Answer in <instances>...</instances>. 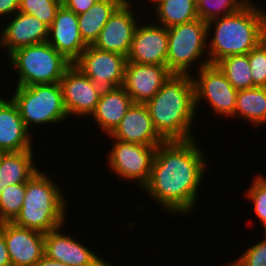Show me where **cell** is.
Returning <instances> with one entry per match:
<instances>
[{
    "mask_svg": "<svg viewBox=\"0 0 266 266\" xmlns=\"http://www.w3.org/2000/svg\"><path fill=\"white\" fill-rule=\"evenodd\" d=\"M34 150L0 153V194L12 184L26 183L41 168L35 165Z\"/></svg>",
    "mask_w": 266,
    "mask_h": 266,
    "instance_id": "cell-22",
    "label": "cell"
},
{
    "mask_svg": "<svg viewBox=\"0 0 266 266\" xmlns=\"http://www.w3.org/2000/svg\"><path fill=\"white\" fill-rule=\"evenodd\" d=\"M133 103L122 86L116 87L99 98L90 118L95 121L98 128L100 127L99 130L105 133L107 137L119 125Z\"/></svg>",
    "mask_w": 266,
    "mask_h": 266,
    "instance_id": "cell-21",
    "label": "cell"
},
{
    "mask_svg": "<svg viewBox=\"0 0 266 266\" xmlns=\"http://www.w3.org/2000/svg\"><path fill=\"white\" fill-rule=\"evenodd\" d=\"M167 31L166 66L173 74L192 75L193 71H198L210 64L207 48V22L198 18L167 28Z\"/></svg>",
    "mask_w": 266,
    "mask_h": 266,
    "instance_id": "cell-7",
    "label": "cell"
},
{
    "mask_svg": "<svg viewBox=\"0 0 266 266\" xmlns=\"http://www.w3.org/2000/svg\"><path fill=\"white\" fill-rule=\"evenodd\" d=\"M158 0H146V1H144L146 4H148L149 3V6L151 5V7L157 2ZM151 3V4H150Z\"/></svg>",
    "mask_w": 266,
    "mask_h": 266,
    "instance_id": "cell-38",
    "label": "cell"
},
{
    "mask_svg": "<svg viewBox=\"0 0 266 266\" xmlns=\"http://www.w3.org/2000/svg\"><path fill=\"white\" fill-rule=\"evenodd\" d=\"M107 167L119 179L134 182L140 190L148 183L157 146L141 145L112 139Z\"/></svg>",
    "mask_w": 266,
    "mask_h": 266,
    "instance_id": "cell-9",
    "label": "cell"
},
{
    "mask_svg": "<svg viewBox=\"0 0 266 266\" xmlns=\"http://www.w3.org/2000/svg\"><path fill=\"white\" fill-rule=\"evenodd\" d=\"M118 263H116L115 265H114V263L111 261V260H109V262L105 265V266H116ZM117 266H119V265H117Z\"/></svg>",
    "mask_w": 266,
    "mask_h": 266,
    "instance_id": "cell-39",
    "label": "cell"
},
{
    "mask_svg": "<svg viewBox=\"0 0 266 266\" xmlns=\"http://www.w3.org/2000/svg\"><path fill=\"white\" fill-rule=\"evenodd\" d=\"M26 183L12 184L0 194V223L13 222L25 198Z\"/></svg>",
    "mask_w": 266,
    "mask_h": 266,
    "instance_id": "cell-28",
    "label": "cell"
},
{
    "mask_svg": "<svg viewBox=\"0 0 266 266\" xmlns=\"http://www.w3.org/2000/svg\"><path fill=\"white\" fill-rule=\"evenodd\" d=\"M13 88L14 93L9 97L17 105L26 129L32 131L33 136L32 129L37 126L39 129L43 125H59L70 119L63 103L59 82Z\"/></svg>",
    "mask_w": 266,
    "mask_h": 266,
    "instance_id": "cell-5",
    "label": "cell"
},
{
    "mask_svg": "<svg viewBox=\"0 0 266 266\" xmlns=\"http://www.w3.org/2000/svg\"><path fill=\"white\" fill-rule=\"evenodd\" d=\"M198 142L196 138L164 141L156 148L149 181L141 191L169 216L196 212L199 189L209 168L207 151Z\"/></svg>",
    "mask_w": 266,
    "mask_h": 266,
    "instance_id": "cell-1",
    "label": "cell"
},
{
    "mask_svg": "<svg viewBox=\"0 0 266 266\" xmlns=\"http://www.w3.org/2000/svg\"><path fill=\"white\" fill-rule=\"evenodd\" d=\"M141 16L142 20L135 29L127 61L166 66L168 53L167 28L155 23V21L153 22V20H145L143 17L146 16Z\"/></svg>",
    "mask_w": 266,
    "mask_h": 266,
    "instance_id": "cell-13",
    "label": "cell"
},
{
    "mask_svg": "<svg viewBox=\"0 0 266 266\" xmlns=\"http://www.w3.org/2000/svg\"><path fill=\"white\" fill-rule=\"evenodd\" d=\"M140 13L139 8L132 1L117 7L92 46L127 57L135 29L142 20L139 16L141 15Z\"/></svg>",
    "mask_w": 266,
    "mask_h": 266,
    "instance_id": "cell-11",
    "label": "cell"
},
{
    "mask_svg": "<svg viewBox=\"0 0 266 266\" xmlns=\"http://www.w3.org/2000/svg\"><path fill=\"white\" fill-rule=\"evenodd\" d=\"M0 266H12L8 255L6 241L3 235V223H0Z\"/></svg>",
    "mask_w": 266,
    "mask_h": 266,
    "instance_id": "cell-35",
    "label": "cell"
},
{
    "mask_svg": "<svg viewBox=\"0 0 266 266\" xmlns=\"http://www.w3.org/2000/svg\"><path fill=\"white\" fill-rule=\"evenodd\" d=\"M216 65L235 89L242 90L255 87L251 76L248 54L225 57Z\"/></svg>",
    "mask_w": 266,
    "mask_h": 266,
    "instance_id": "cell-26",
    "label": "cell"
},
{
    "mask_svg": "<svg viewBox=\"0 0 266 266\" xmlns=\"http://www.w3.org/2000/svg\"><path fill=\"white\" fill-rule=\"evenodd\" d=\"M116 8L114 3L97 0L86 12L77 15L79 32L87 46L94 44Z\"/></svg>",
    "mask_w": 266,
    "mask_h": 266,
    "instance_id": "cell-25",
    "label": "cell"
},
{
    "mask_svg": "<svg viewBox=\"0 0 266 266\" xmlns=\"http://www.w3.org/2000/svg\"><path fill=\"white\" fill-rule=\"evenodd\" d=\"M255 87H266V38L248 53Z\"/></svg>",
    "mask_w": 266,
    "mask_h": 266,
    "instance_id": "cell-31",
    "label": "cell"
},
{
    "mask_svg": "<svg viewBox=\"0 0 266 266\" xmlns=\"http://www.w3.org/2000/svg\"><path fill=\"white\" fill-rule=\"evenodd\" d=\"M99 1H107V2H111L114 3L117 7L123 6L125 5L127 2V0H99Z\"/></svg>",
    "mask_w": 266,
    "mask_h": 266,
    "instance_id": "cell-37",
    "label": "cell"
},
{
    "mask_svg": "<svg viewBox=\"0 0 266 266\" xmlns=\"http://www.w3.org/2000/svg\"><path fill=\"white\" fill-rule=\"evenodd\" d=\"M4 21L0 27V49L7 50V57L21 47L47 42L49 27L35 16L18 11Z\"/></svg>",
    "mask_w": 266,
    "mask_h": 266,
    "instance_id": "cell-15",
    "label": "cell"
},
{
    "mask_svg": "<svg viewBox=\"0 0 266 266\" xmlns=\"http://www.w3.org/2000/svg\"><path fill=\"white\" fill-rule=\"evenodd\" d=\"M151 11L153 20L166 28L198 19L195 0H158Z\"/></svg>",
    "mask_w": 266,
    "mask_h": 266,
    "instance_id": "cell-24",
    "label": "cell"
},
{
    "mask_svg": "<svg viewBox=\"0 0 266 266\" xmlns=\"http://www.w3.org/2000/svg\"><path fill=\"white\" fill-rule=\"evenodd\" d=\"M246 188L244 197L253 204V215L258 218L262 232H266V176L262 173L254 175L252 183Z\"/></svg>",
    "mask_w": 266,
    "mask_h": 266,
    "instance_id": "cell-29",
    "label": "cell"
},
{
    "mask_svg": "<svg viewBox=\"0 0 266 266\" xmlns=\"http://www.w3.org/2000/svg\"><path fill=\"white\" fill-rule=\"evenodd\" d=\"M126 63V56L88 45L73 65L92 80L101 97L123 85Z\"/></svg>",
    "mask_w": 266,
    "mask_h": 266,
    "instance_id": "cell-10",
    "label": "cell"
},
{
    "mask_svg": "<svg viewBox=\"0 0 266 266\" xmlns=\"http://www.w3.org/2000/svg\"><path fill=\"white\" fill-rule=\"evenodd\" d=\"M59 84L68 116L77 117V119L79 117L82 120H84L83 117L86 119L90 117L100 98L92 80L72 64Z\"/></svg>",
    "mask_w": 266,
    "mask_h": 266,
    "instance_id": "cell-14",
    "label": "cell"
},
{
    "mask_svg": "<svg viewBox=\"0 0 266 266\" xmlns=\"http://www.w3.org/2000/svg\"><path fill=\"white\" fill-rule=\"evenodd\" d=\"M263 239L249 245L240 256L227 263L229 266H266V232L262 233Z\"/></svg>",
    "mask_w": 266,
    "mask_h": 266,
    "instance_id": "cell-32",
    "label": "cell"
},
{
    "mask_svg": "<svg viewBox=\"0 0 266 266\" xmlns=\"http://www.w3.org/2000/svg\"><path fill=\"white\" fill-rule=\"evenodd\" d=\"M3 235L12 266H35L45 255V234L3 222Z\"/></svg>",
    "mask_w": 266,
    "mask_h": 266,
    "instance_id": "cell-17",
    "label": "cell"
},
{
    "mask_svg": "<svg viewBox=\"0 0 266 266\" xmlns=\"http://www.w3.org/2000/svg\"><path fill=\"white\" fill-rule=\"evenodd\" d=\"M152 124L164 141L196 138L197 121L194 84L189 74H172L155 96L146 103Z\"/></svg>",
    "mask_w": 266,
    "mask_h": 266,
    "instance_id": "cell-2",
    "label": "cell"
},
{
    "mask_svg": "<svg viewBox=\"0 0 266 266\" xmlns=\"http://www.w3.org/2000/svg\"><path fill=\"white\" fill-rule=\"evenodd\" d=\"M237 117L255 127L266 125V87L238 90L235 112L230 119Z\"/></svg>",
    "mask_w": 266,
    "mask_h": 266,
    "instance_id": "cell-23",
    "label": "cell"
},
{
    "mask_svg": "<svg viewBox=\"0 0 266 266\" xmlns=\"http://www.w3.org/2000/svg\"><path fill=\"white\" fill-rule=\"evenodd\" d=\"M195 107L209 105L214 116L230 118L234 115L238 90L227 80L225 74L215 64H209L193 72ZM197 73V75H195ZM216 114V115H215Z\"/></svg>",
    "mask_w": 266,
    "mask_h": 266,
    "instance_id": "cell-8",
    "label": "cell"
},
{
    "mask_svg": "<svg viewBox=\"0 0 266 266\" xmlns=\"http://www.w3.org/2000/svg\"><path fill=\"white\" fill-rule=\"evenodd\" d=\"M52 175L39 170L27 182L25 198L13 223L43 234L66 223L69 201ZM64 192V193H63Z\"/></svg>",
    "mask_w": 266,
    "mask_h": 266,
    "instance_id": "cell-4",
    "label": "cell"
},
{
    "mask_svg": "<svg viewBox=\"0 0 266 266\" xmlns=\"http://www.w3.org/2000/svg\"><path fill=\"white\" fill-rule=\"evenodd\" d=\"M173 73L164 65L126 63L122 87L134 103L146 104Z\"/></svg>",
    "mask_w": 266,
    "mask_h": 266,
    "instance_id": "cell-16",
    "label": "cell"
},
{
    "mask_svg": "<svg viewBox=\"0 0 266 266\" xmlns=\"http://www.w3.org/2000/svg\"><path fill=\"white\" fill-rule=\"evenodd\" d=\"M20 0H0V22L18 12Z\"/></svg>",
    "mask_w": 266,
    "mask_h": 266,
    "instance_id": "cell-34",
    "label": "cell"
},
{
    "mask_svg": "<svg viewBox=\"0 0 266 266\" xmlns=\"http://www.w3.org/2000/svg\"><path fill=\"white\" fill-rule=\"evenodd\" d=\"M4 97L0 95V153L33 150L35 138L26 129L17 105Z\"/></svg>",
    "mask_w": 266,
    "mask_h": 266,
    "instance_id": "cell-20",
    "label": "cell"
},
{
    "mask_svg": "<svg viewBox=\"0 0 266 266\" xmlns=\"http://www.w3.org/2000/svg\"><path fill=\"white\" fill-rule=\"evenodd\" d=\"M65 226L66 224L49 231L44 236L45 255L49 259L69 266H105L109 262L105 256L102 258L99 252L82 244L83 241L72 237L71 233H64Z\"/></svg>",
    "mask_w": 266,
    "mask_h": 266,
    "instance_id": "cell-12",
    "label": "cell"
},
{
    "mask_svg": "<svg viewBox=\"0 0 266 266\" xmlns=\"http://www.w3.org/2000/svg\"><path fill=\"white\" fill-rule=\"evenodd\" d=\"M97 0H62V4L76 15L86 12Z\"/></svg>",
    "mask_w": 266,
    "mask_h": 266,
    "instance_id": "cell-33",
    "label": "cell"
},
{
    "mask_svg": "<svg viewBox=\"0 0 266 266\" xmlns=\"http://www.w3.org/2000/svg\"><path fill=\"white\" fill-rule=\"evenodd\" d=\"M6 59L18 76L16 86L58 83L72 65L48 42L16 49Z\"/></svg>",
    "mask_w": 266,
    "mask_h": 266,
    "instance_id": "cell-6",
    "label": "cell"
},
{
    "mask_svg": "<svg viewBox=\"0 0 266 266\" xmlns=\"http://www.w3.org/2000/svg\"><path fill=\"white\" fill-rule=\"evenodd\" d=\"M47 42L72 64L87 47L79 32L78 16L63 4L49 27Z\"/></svg>",
    "mask_w": 266,
    "mask_h": 266,
    "instance_id": "cell-18",
    "label": "cell"
},
{
    "mask_svg": "<svg viewBox=\"0 0 266 266\" xmlns=\"http://www.w3.org/2000/svg\"><path fill=\"white\" fill-rule=\"evenodd\" d=\"M61 5L62 0H20L18 11L35 16L50 27Z\"/></svg>",
    "mask_w": 266,
    "mask_h": 266,
    "instance_id": "cell-30",
    "label": "cell"
},
{
    "mask_svg": "<svg viewBox=\"0 0 266 266\" xmlns=\"http://www.w3.org/2000/svg\"><path fill=\"white\" fill-rule=\"evenodd\" d=\"M198 18L208 22L240 11L253 0H195Z\"/></svg>",
    "mask_w": 266,
    "mask_h": 266,
    "instance_id": "cell-27",
    "label": "cell"
},
{
    "mask_svg": "<svg viewBox=\"0 0 266 266\" xmlns=\"http://www.w3.org/2000/svg\"><path fill=\"white\" fill-rule=\"evenodd\" d=\"M35 266H69L65 263H61L59 261H55L49 259L46 255H44L36 264Z\"/></svg>",
    "mask_w": 266,
    "mask_h": 266,
    "instance_id": "cell-36",
    "label": "cell"
},
{
    "mask_svg": "<svg viewBox=\"0 0 266 266\" xmlns=\"http://www.w3.org/2000/svg\"><path fill=\"white\" fill-rule=\"evenodd\" d=\"M257 6L250 1L236 13L207 22L210 64L216 65L228 56L248 54L266 38V10Z\"/></svg>",
    "mask_w": 266,
    "mask_h": 266,
    "instance_id": "cell-3",
    "label": "cell"
},
{
    "mask_svg": "<svg viewBox=\"0 0 266 266\" xmlns=\"http://www.w3.org/2000/svg\"><path fill=\"white\" fill-rule=\"evenodd\" d=\"M109 139L124 142L158 146L164 140L158 135L152 124L146 104L133 103Z\"/></svg>",
    "mask_w": 266,
    "mask_h": 266,
    "instance_id": "cell-19",
    "label": "cell"
}]
</instances>
